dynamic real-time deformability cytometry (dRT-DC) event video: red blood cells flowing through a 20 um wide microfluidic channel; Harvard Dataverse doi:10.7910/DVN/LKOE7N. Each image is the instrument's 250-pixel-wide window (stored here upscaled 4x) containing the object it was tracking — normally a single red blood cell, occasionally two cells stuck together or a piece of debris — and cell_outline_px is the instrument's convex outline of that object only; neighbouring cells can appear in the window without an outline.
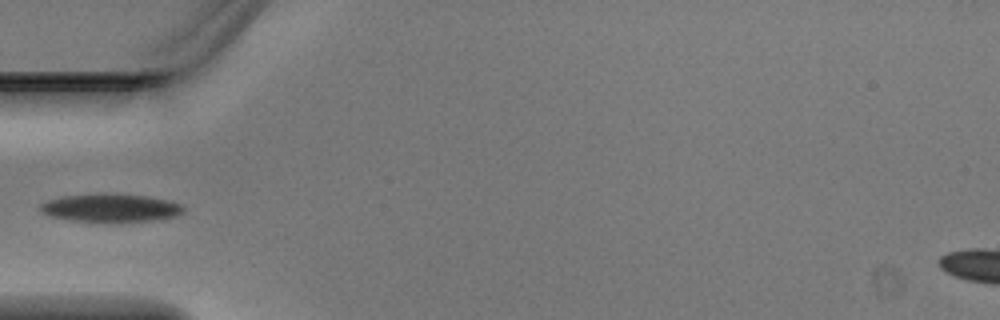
{"species": "Egyptian fruit bat (a non-hibernating species)", "species_latin": "Rousettus aegyptiacus", "temperature_condition": "warm", "stored_images_in_passage": 4, "camera_frame_rate_fps": 3000, "um_per_image_px": 0.085, "animal": {"sex": "male"}, "frame": {"image": 1, "passage_image": 3, "time_ms": 0.667, "image_size_px": [1000, 320], "cell_outline_px": [[184, 212], [176, 216], [152, 220], [76, 220], [52, 216], [44, 212], [40, 208], [40, 204], [48, 200], [64, 196], [100, 192], [112, 192], [144, 196], [168, 200], [184, 204]], "centroid_in_image_um": [9.46, 17.61], "position_along_channel_um": 75.5, "area_um2": 23.0}}
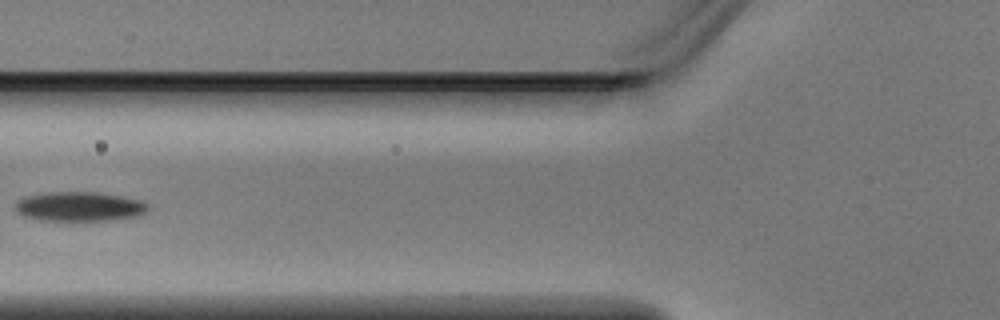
{"frame": {"image": 2, "passage_image": 4, "time_ms": 1.0, "image_size_px": [1000, 320], "cell_outline_px": [[148, 208], [144, 212], [136, 216], [112, 220], [72, 224], [40, 220], [24, 216], [16, 212], [12, 204], [16, 200], [24, 196], [48, 192], [96, 192], [144, 200], [148, 204]], "centroid_in_image_um": [6.67, 17.6], "position_along_channel_um": 119.1, "area_um2": 23.99}}